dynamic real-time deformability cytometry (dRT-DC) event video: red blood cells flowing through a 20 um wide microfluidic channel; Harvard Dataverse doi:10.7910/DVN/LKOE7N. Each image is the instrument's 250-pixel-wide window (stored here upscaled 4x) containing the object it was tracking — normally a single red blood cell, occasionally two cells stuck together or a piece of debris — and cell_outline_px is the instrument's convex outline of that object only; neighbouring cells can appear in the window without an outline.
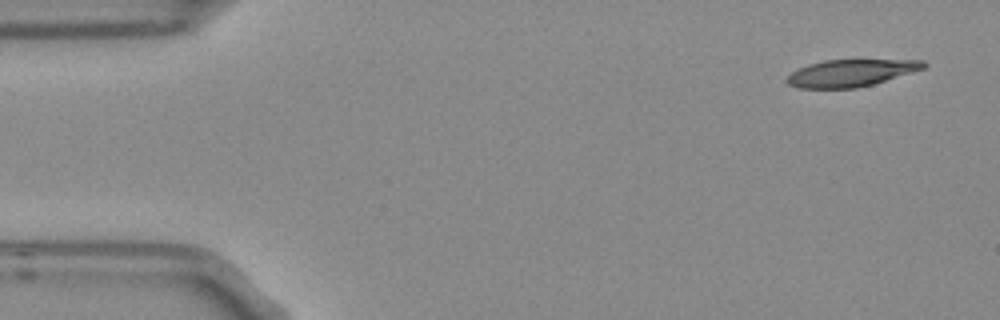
{"species": "Egyptian fruit bat (a non-hibernating species)", "species_latin": "Rousettus aegyptiacus", "temperature_condition": "room temperature", "stored_images_in_passage": 7, "camera_frame_rate_fps": 3000, "um_per_image_px": 0.085, "frame": {"image": 1, "passage_image": 1, "time_ms": 0.0, "image_size_px": [1000, 320], "cell_outline_px": [[928, 64], [924, 68], [912, 72], [872, 84], [856, 88], [800, 88], [788, 84], [784, 80], [792, 72], [808, 64], [824, 60], [856, 56], [924, 60]], "centroid_in_image_um": [72.4, 6.12], "position_along_channel_um": 12.6, "area_um2": 22.77}}
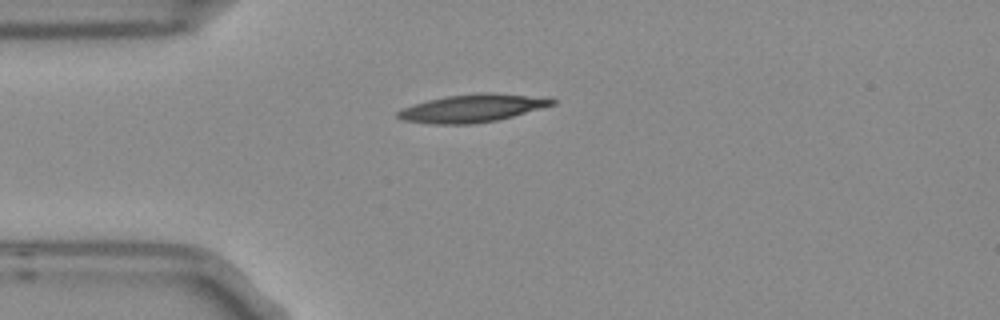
{"frame": {"image": 2, "passage_image": 4, "time_ms": 1.0, "image_size_px": [1000, 320], "cell_outline_px": [[556, 104], [512, 116], [496, 120], [468, 124], [432, 124], [404, 120], [396, 116], [396, 112], [412, 104], [428, 100], [448, 96], [476, 92], [492, 92], [556, 100]], "centroid_in_image_um": [40.07, 9.2], "position_along_channel_um": 44.9, "area_um2": 24.57}}
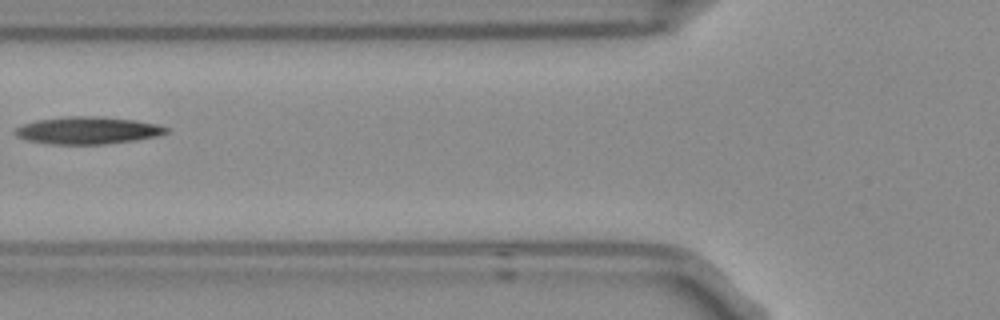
{"frame": {"image": 3, "passage_image": 6, "time_ms": 1.667, "image_size_px": [1000, 320], "cell_outline_px": [[168, 132], [160, 136], [136, 140], [104, 144], [48, 144], [28, 140], [16, 136], [12, 132], [16, 128], [24, 124], [36, 120], [64, 116], [104, 116], [136, 120], [156, 124], [168, 128]], "centroid_in_image_um": [7.46, 11.08], "position_along_channel_um": 118.3, "area_um2": 24.28}}